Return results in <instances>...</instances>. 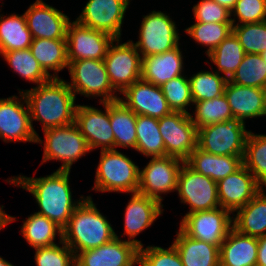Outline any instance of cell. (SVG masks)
Instances as JSON below:
<instances>
[{"label": "cell", "mask_w": 266, "mask_h": 266, "mask_svg": "<svg viewBox=\"0 0 266 266\" xmlns=\"http://www.w3.org/2000/svg\"><path fill=\"white\" fill-rule=\"evenodd\" d=\"M70 175L71 171L62 170H54L51 174L38 177L19 173L11 175L4 181L28 192L36 204L35 212L46 216L63 230L68 225L74 210L87 197L84 194L77 197Z\"/></svg>", "instance_id": "obj_1"}, {"label": "cell", "mask_w": 266, "mask_h": 266, "mask_svg": "<svg viewBox=\"0 0 266 266\" xmlns=\"http://www.w3.org/2000/svg\"><path fill=\"white\" fill-rule=\"evenodd\" d=\"M17 91L23 92L25 96L36 135L39 134L35 129L36 122L42 126L41 131L75 122V112L80 99L76 98L64 77L51 78L45 83L27 89L17 88Z\"/></svg>", "instance_id": "obj_2"}, {"label": "cell", "mask_w": 266, "mask_h": 266, "mask_svg": "<svg viewBox=\"0 0 266 266\" xmlns=\"http://www.w3.org/2000/svg\"><path fill=\"white\" fill-rule=\"evenodd\" d=\"M97 205L93 194L87 195L62 230L63 241L72 249L74 255L80 251L97 248L116 237L111 219Z\"/></svg>", "instance_id": "obj_3"}, {"label": "cell", "mask_w": 266, "mask_h": 266, "mask_svg": "<svg viewBox=\"0 0 266 266\" xmlns=\"http://www.w3.org/2000/svg\"><path fill=\"white\" fill-rule=\"evenodd\" d=\"M99 161L95 164L93 185L95 194L135 193L139 187L140 166L121 150L99 151Z\"/></svg>", "instance_id": "obj_4"}, {"label": "cell", "mask_w": 266, "mask_h": 266, "mask_svg": "<svg viewBox=\"0 0 266 266\" xmlns=\"http://www.w3.org/2000/svg\"><path fill=\"white\" fill-rule=\"evenodd\" d=\"M172 14L166 9L161 11L154 8L146 15H141L139 25L136 26L137 40L131 39L141 58L170 51L182 43L183 29H178L180 22H176L177 16L174 18Z\"/></svg>", "instance_id": "obj_5"}, {"label": "cell", "mask_w": 266, "mask_h": 266, "mask_svg": "<svg viewBox=\"0 0 266 266\" xmlns=\"http://www.w3.org/2000/svg\"><path fill=\"white\" fill-rule=\"evenodd\" d=\"M42 134L43 138L39 134L36 137V144L43 147L39 167L53 161L52 163H60L55 170L72 171L75 163L92 153L85 137L75 123L45 129Z\"/></svg>", "instance_id": "obj_6"}, {"label": "cell", "mask_w": 266, "mask_h": 266, "mask_svg": "<svg viewBox=\"0 0 266 266\" xmlns=\"http://www.w3.org/2000/svg\"><path fill=\"white\" fill-rule=\"evenodd\" d=\"M68 83L74 95L99 102L119 100V93L112 86L103 60L81 59L68 61Z\"/></svg>", "instance_id": "obj_7"}, {"label": "cell", "mask_w": 266, "mask_h": 266, "mask_svg": "<svg viewBox=\"0 0 266 266\" xmlns=\"http://www.w3.org/2000/svg\"><path fill=\"white\" fill-rule=\"evenodd\" d=\"M250 129L235 117L197 129V147L214 155L244 156Z\"/></svg>", "instance_id": "obj_8"}, {"label": "cell", "mask_w": 266, "mask_h": 266, "mask_svg": "<svg viewBox=\"0 0 266 266\" xmlns=\"http://www.w3.org/2000/svg\"><path fill=\"white\" fill-rule=\"evenodd\" d=\"M140 166L137 192L158 200L162 205L165 197L176 194L178 175L185 161L174 156L150 157Z\"/></svg>", "instance_id": "obj_9"}, {"label": "cell", "mask_w": 266, "mask_h": 266, "mask_svg": "<svg viewBox=\"0 0 266 266\" xmlns=\"http://www.w3.org/2000/svg\"><path fill=\"white\" fill-rule=\"evenodd\" d=\"M128 197L125 203L123 215L122 233L115 231L116 237L134 243L136 246L143 247L142 241L137 239L139 235L145 232L150 226L163 216L166 208L158 200L150 198L139 192L126 194ZM119 232V233H118ZM138 236V237H137Z\"/></svg>", "instance_id": "obj_10"}, {"label": "cell", "mask_w": 266, "mask_h": 266, "mask_svg": "<svg viewBox=\"0 0 266 266\" xmlns=\"http://www.w3.org/2000/svg\"><path fill=\"white\" fill-rule=\"evenodd\" d=\"M176 195L180 204L188 208L184 215L220 207L217 182L194 171L185 162L178 175Z\"/></svg>", "instance_id": "obj_11"}, {"label": "cell", "mask_w": 266, "mask_h": 266, "mask_svg": "<svg viewBox=\"0 0 266 266\" xmlns=\"http://www.w3.org/2000/svg\"><path fill=\"white\" fill-rule=\"evenodd\" d=\"M134 0H86L81 12L74 16L80 24L122 38L129 6Z\"/></svg>", "instance_id": "obj_12"}, {"label": "cell", "mask_w": 266, "mask_h": 266, "mask_svg": "<svg viewBox=\"0 0 266 266\" xmlns=\"http://www.w3.org/2000/svg\"><path fill=\"white\" fill-rule=\"evenodd\" d=\"M122 39H114L103 59L110 82L119 94L141 79L142 67V58L135 44L131 39Z\"/></svg>", "instance_id": "obj_13"}, {"label": "cell", "mask_w": 266, "mask_h": 266, "mask_svg": "<svg viewBox=\"0 0 266 266\" xmlns=\"http://www.w3.org/2000/svg\"><path fill=\"white\" fill-rule=\"evenodd\" d=\"M180 216L177 227L187 236L218 247L233 228V214L222 207Z\"/></svg>", "instance_id": "obj_14"}, {"label": "cell", "mask_w": 266, "mask_h": 266, "mask_svg": "<svg viewBox=\"0 0 266 266\" xmlns=\"http://www.w3.org/2000/svg\"><path fill=\"white\" fill-rule=\"evenodd\" d=\"M16 94L0 98V140L5 144H36L27 101L23 92Z\"/></svg>", "instance_id": "obj_15"}, {"label": "cell", "mask_w": 266, "mask_h": 266, "mask_svg": "<svg viewBox=\"0 0 266 266\" xmlns=\"http://www.w3.org/2000/svg\"><path fill=\"white\" fill-rule=\"evenodd\" d=\"M100 108L78 103L75 124L85 137L91 152L114 150V133L109 117V102H99Z\"/></svg>", "instance_id": "obj_16"}, {"label": "cell", "mask_w": 266, "mask_h": 266, "mask_svg": "<svg viewBox=\"0 0 266 266\" xmlns=\"http://www.w3.org/2000/svg\"><path fill=\"white\" fill-rule=\"evenodd\" d=\"M158 123L166 155L185 161L197 147V128L190 114L172 111Z\"/></svg>", "instance_id": "obj_17"}, {"label": "cell", "mask_w": 266, "mask_h": 266, "mask_svg": "<svg viewBox=\"0 0 266 266\" xmlns=\"http://www.w3.org/2000/svg\"><path fill=\"white\" fill-rule=\"evenodd\" d=\"M114 39L109 34L94 30L73 19L67 27V59L103 60Z\"/></svg>", "instance_id": "obj_18"}, {"label": "cell", "mask_w": 266, "mask_h": 266, "mask_svg": "<svg viewBox=\"0 0 266 266\" xmlns=\"http://www.w3.org/2000/svg\"><path fill=\"white\" fill-rule=\"evenodd\" d=\"M24 10L27 27L32 38L66 39L67 27L72 20L65 10H60L44 0H35ZM71 18V19H70Z\"/></svg>", "instance_id": "obj_19"}, {"label": "cell", "mask_w": 266, "mask_h": 266, "mask_svg": "<svg viewBox=\"0 0 266 266\" xmlns=\"http://www.w3.org/2000/svg\"><path fill=\"white\" fill-rule=\"evenodd\" d=\"M138 263L139 247L117 237L75 255V266H138Z\"/></svg>", "instance_id": "obj_20"}, {"label": "cell", "mask_w": 266, "mask_h": 266, "mask_svg": "<svg viewBox=\"0 0 266 266\" xmlns=\"http://www.w3.org/2000/svg\"><path fill=\"white\" fill-rule=\"evenodd\" d=\"M119 100L136 115L160 119L172 112L160 86L142 79L126 88L119 95Z\"/></svg>", "instance_id": "obj_21"}, {"label": "cell", "mask_w": 266, "mask_h": 266, "mask_svg": "<svg viewBox=\"0 0 266 266\" xmlns=\"http://www.w3.org/2000/svg\"><path fill=\"white\" fill-rule=\"evenodd\" d=\"M263 186L254 175L242 165L233 174L217 182L220 207L234 214L246 205Z\"/></svg>", "instance_id": "obj_22"}, {"label": "cell", "mask_w": 266, "mask_h": 266, "mask_svg": "<svg viewBox=\"0 0 266 266\" xmlns=\"http://www.w3.org/2000/svg\"><path fill=\"white\" fill-rule=\"evenodd\" d=\"M185 46L183 50V45ZM187 44L184 41L170 51L142 58L141 79L156 86L184 75L188 68L186 65ZM185 51V52H184ZM185 59V60H184Z\"/></svg>", "instance_id": "obj_23"}, {"label": "cell", "mask_w": 266, "mask_h": 266, "mask_svg": "<svg viewBox=\"0 0 266 266\" xmlns=\"http://www.w3.org/2000/svg\"><path fill=\"white\" fill-rule=\"evenodd\" d=\"M224 95L233 117L240 119L243 123L247 124L250 120L254 123L255 119H265V102L262 88L240 86L228 80Z\"/></svg>", "instance_id": "obj_24"}, {"label": "cell", "mask_w": 266, "mask_h": 266, "mask_svg": "<svg viewBox=\"0 0 266 266\" xmlns=\"http://www.w3.org/2000/svg\"><path fill=\"white\" fill-rule=\"evenodd\" d=\"M258 238L232 228L219 247L220 266H256Z\"/></svg>", "instance_id": "obj_25"}, {"label": "cell", "mask_w": 266, "mask_h": 266, "mask_svg": "<svg viewBox=\"0 0 266 266\" xmlns=\"http://www.w3.org/2000/svg\"><path fill=\"white\" fill-rule=\"evenodd\" d=\"M175 233L171 244L183 266H220L218 246L187 236L179 227Z\"/></svg>", "instance_id": "obj_26"}, {"label": "cell", "mask_w": 266, "mask_h": 266, "mask_svg": "<svg viewBox=\"0 0 266 266\" xmlns=\"http://www.w3.org/2000/svg\"><path fill=\"white\" fill-rule=\"evenodd\" d=\"M242 159L243 156L214 155L196 147L185 163L194 171L218 182L239 169L243 165Z\"/></svg>", "instance_id": "obj_27"}, {"label": "cell", "mask_w": 266, "mask_h": 266, "mask_svg": "<svg viewBox=\"0 0 266 266\" xmlns=\"http://www.w3.org/2000/svg\"><path fill=\"white\" fill-rule=\"evenodd\" d=\"M233 228L256 238L266 235V187L233 214Z\"/></svg>", "instance_id": "obj_28"}, {"label": "cell", "mask_w": 266, "mask_h": 266, "mask_svg": "<svg viewBox=\"0 0 266 266\" xmlns=\"http://www.w3.org/2000/svg\"><path fill=\"white\" fill-rule=\"evenodd\" d=\"M19 232L30 248L48 247L63 240L62 229L35 210L21 220Z\"/></svg>", "instance_id": "obj_29"}, {"label": "cell", "mask_w": 266, "mask_h": 266, "mask_svg": "<svg viewBox=\"0 0 266 266\" xmlns=\"http://www.w3.org/2000/svg\"><path fill=\"white\" fill-rule=\"evenodd\" d=\"M30 50L51 78H63L62 74H59L67 71L69 63L66 39L36 38L32 40Z\"/></svg>", "instance_id": "obj_30"}, {"label": "cell", "mask_w": 266, "mask_h": 266, "mask_svg": "<svg viewBox=\"0 0 266 266\" xmlns=\"http://www.w3.org/2000/svg\"><path fill=\"white\" fill-rule=\"evenodd\" d=\"M109 117L114 133V150L131 149L135 152L137 115L120 100L109 102ZM121 148V149H120Z\"/></svg>", "instance_id": "obj_31"}, {"label": "cell", "mask_w": 266, "mask_h": 266, "mask_svg": "<svg viewBox=\"0 0 266 266\" xmlns=\"http://www.w3.org/2000/svg\"><path fill=\"white\" fill-rule=\"evenodd\" d=\"M32 40L24 13L0 11V53L30 48Z\"/></svg>", "instance_id": "obj_32"}, {"label": "cell", "mask_w": 266, "mask_h": 266, "mask_svg": "<svg viewBox=\"0 0 266 266\" xmlns=\"http://www.w3.org/2000/svg\"><path fill=\"white\" fill-rule=\"evenodd\" d=\"M245 55L239 39L232 32L205 59L204 65L224 76L227 80L235 73ZM214 66V67H213Z\"/></svg>", "instance_id": "obj_33"}, {"label": "cell", "mask_w": 266, "mask_h": 266, "mask_svg": "<svg viewBox=\"0 0 266 266\" xmlns=\"http://www.w3.org/2000/svg\"><path fill=\"white\" fill-rule=\"evenodd\" d=\"M1 57L10 71L26 83L37 86L51 79L39 65L30 48L0 53Z\"/></svg>", "instance_id": "obj_34"}, {"label": "cell", "mask_w": 266, "mask_h": 266, "mask_svg": "<svg viewBox=\"0 0 266 266\" xmlns=\"http://www.w3.org/2000/svg\"><path fill=\"white\" fill-rule=\"evenodd\" d=\"M193 24L186 25L183 28V33L186 39V44L190 43L188 39L197 44V48H204V55H209L225 38H227L233 32L232 23H201L192 22ZM200 45V46H199ZM206 49V50H205Z\"/></svg>", "instance_id": "obj_35"}, {"label": "cell", "mask_w": 266, "mask_h": 266, "mask_svg": "<svg viewBox=\"0 0 266 266\" xmlns=\"http://www.w3.org/2000/svg\"><path fill=\"white\" fill-rule=\"evenodd\" d=\"M135 152L145 158L167 156L163 138L160 134L158 119L137 115Z\"/></svg>", "instance_id": "obj_36"}, {"label": "cell", "mask_w": 266, "mask_h": 266, "mask_svg": "<svg viewBox=\"0 0 266 266\" xmlns=\"http://www.w3.org/2000/svg\"><path fill=\"white\" fill-rule=\"evenodd\" d=\"M188 67L187 75L190 81L191 97L193 102L211 100L224 94L227 79L214 71L209 65L207 68L196 69L192 72ZM198 70V71H197ZM193 73V74H192Z\"/></svg>", "instance_id": "obj_37"}, {"label": "cell", "mask_w": 266, "mask_h": 266, "mask_svg": "<svg viewBox=\"0 0 266 266\" xmlns=\"http://www.w3.org/2000/svg\"><path fill=\"white\" fill-rule=\"evenodd\" d=\"M190 116L197 129L233 118L224 94L211 100L193 102Z\"/></svg>", "instance_id": "obj_38"}, {"label": "cell", "mask_w": 266, "mask_h": 266, "mask_svg": "<svg viewBox=\"0 0 266 266\" xmlns=\"http://www.w3.org/2000/svg\"><path fill=\"white\" fill-rule=\"evenodd\" d=\"M242 162L256 180L266 187V133H256L253 129L249 131Z\"/></svg>", "instance_id": "obj_39"}, {"label": "cell", "mask_w": 266, "mask_h": 266, "mask_svg": "<svg viewBox=\"0 0 266 266\" xmlns=\"http://www.w3.org/2000/svg\"><path fill=\"white\" fill-rule=\"evenodd\" d=\"M230 82L246 87L263 88L266 84V63L261 54H245Z\"/></svg>", "instance_id": "obj_40"}, {"label": "cell", "mask_w": 266, "mask_h": 266, "mask_svg": "<svg viewBox=\"0 0 266 266\" xmlns=\"http://www.w3.org/2000/svg\"><path fill=\"white\" fill-rule=\"evenodd\" d=\"M170 109L173 112L190 114L193 108L190 81L187 72L160 86Z\"/></svg>", "instance_id": "obj_41"}, {"label": "cell", "mask_w": 266, "mask_h": 266, "mask_svg": "<svg viewBox=\"0 0 266 266\" xmlns=\"http://www.w3.org/2000/svg\"><path fill=\"white\" fill-rule=\"evenodd\" d=\"M233 33L239 39L245 54H261L266 50V21L233 25Z\"/></svg>", "instance_id": "obj_42"}, {"label": "cell", "mask_w": 266, "mask_h": 266, "mask_svg": "<svg viewBox=\"0 0 266 266\" xmlns=\"http://www.w3.org/2000/svg\"><path fill=\"white\" fill-rule=\"evenodd\" d=\"M35 266H75V255L72 249L62 240L48 247L33 249Z\"/></svg>", "instance_id": "obj_43"}, {"label": "cell", "mask_w": 266, "mask_h": 266, "mask_svg": "<svg viewBox=\"0 0 266 266\" xmlns=\"http://www.w3.org/2000/svg\"><path fill=\"white\" fill-rule=\"evenodd\" d=\"M138 266H183V264L172 244L167 247L148 244L139 248Z\"/></svg>", "instance_id": "obj_44"}, {"label": "cell", "mask_w": 266, "mask_h": 266, "mask_svg": "<svg viewBox=\"0 0 266 266\" xmlns=\"http://www.w3.org/2000/svg\"><path fill=\"white\" fill-rule=\"evenodd\" d=\"M232 25L266 21V0H237L231 10Z\"/></svg>", "instance_id": "obj_45"}, {"label": "cell", "mask_w": 266, "mask_h": 266, "mask_svg": "<svg viewBox=\"0 0 266 266\" xmlns=\"http://www.w3.org/2000/svg\"><path fill=\"white\" fill-rule=\"evenodd\" d=\"M193 20L201 23H232L231 11L214 0L195 1L191 7Z\"/></svg>", "instance_id": "obj_46"}, {"label": "cell", "mask_w": 266, "mask_h": 266, "mask_svg": "<svg viewBox=\"0 0 266 266\" xmlns=\"http://www.w3.org/2000/svg\"><path fill=\"white\" fill-rule=\"evenodd\" d=\"M5 205H1L0 204V232L3 229H7V226H9V224L15 222V221H19V216L16 215H11L10 213L8 214L7 210L4 209ZM18 218V219H17Z\"/></svg>", "instance_id": "obj_47"}, {"label": "cell", "mask_w": 266, "mask_h": 266, "mask_svg": "<svg viewBox=\"0 0 266 266\" xmlns=\"http://www.w3.org/2000/svg\"><path fill=\"white\" fill-rule=\"evenodd\" d=\"M256 266H266V235L258 238Z\"/></svg>", "instance_id": "obj_48"}, {"label": "cell", "mask_w": 266, "mask_h": 266, "mask_svg": "<svg viewBox=\"0 0 266 266\" xmlns=\"http://www.w3.org/2000/svg\"><path fill=\"white\" fill-rule=\"evenodd\" d=\"M214 1H216L221 6H224L229 11H231L234 8L235 3L237 2V0H214Z\"/></svg>", "instance_id": "obj_49"}, {"label": "cell", "mask_w": 266, "mask_h": 266, "mask_svg": "<svg viewBox=\"0 0 266 266\" xmlns=\"http://www.w3.org/2000/svg\"><path fill=\"white\" fill-rule=\"evenodd\" d=\"M0 266H16L13 262H10L6 258L0 255Z\"/></svg>", "instance_id": "obj_50"}, {"label": "cell", "mask_w": 266, "mask_h": 266, "mask_svg": "<svg viewBox=\"0 0 266 266\" xmlns=\"http://www.w3.org/2000/svg\"><path fill=\"white\" fill-rule=\"evenodd\" d=\"M262 90H263L264 102H265V119H266V84L263 86Z\"/></svg>", "instance_id": "obj_51"}, {"label": "cell", "mask_w": 266, "mask_h": 266, "mask_svg": "<svg viewBox=\"0 0 266 266\" xmlns=\"http://www.w3.org/2000/svg\"><path fill=\"white\" fill-rule=\"evenodd\" d=\"M262 57H263V60L265 61L266 63V50L264 52L261 53Z\"/></svg>", "instance_id": "obj_52"}, {"label": "cell", "mask_w": 266, "mask_h": 266, "mask_svg": "<svg viewBox=\"0 0 266 266\" xmlns=\"http://www.w3.org/2000/svg\"><path fill=\"white\" fill-rule=\"evenodd\" d=\"M1 2H2V3H1ZM0 3H1V4H0V11H2V10H3L2 8L4 7L5 3L3 2V0H0Z\"/></svg>", "instance_id": "obj_53"}]
</instances>
